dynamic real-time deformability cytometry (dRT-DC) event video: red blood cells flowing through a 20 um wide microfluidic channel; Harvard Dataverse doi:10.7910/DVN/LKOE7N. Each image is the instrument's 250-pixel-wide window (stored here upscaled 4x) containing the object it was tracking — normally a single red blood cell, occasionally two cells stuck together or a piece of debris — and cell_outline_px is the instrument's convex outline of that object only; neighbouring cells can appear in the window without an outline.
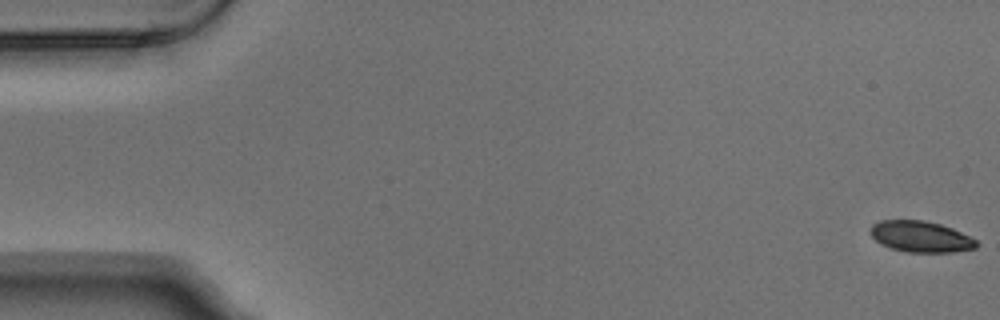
{"species": "Egyptian fruit bat (a non-hibernating species)", "species_latin": "Rousettus aegyptiacus", "temperature_condition": "warm", "stored_images_in_passage": 6, "camera_frame_rate_fps": 3000, "um_per_image_px": 0.085, "animal": {"sex": "male"}, "frame": {"image": 1, "passage_image": 1, "time_ms": 0.0, "image_size_px": [1000, 320], "cell_outline_px": [[980, 244], [976, 248], [952, 252], [908, 252], [892, 248], [880, 244], [872, 236], [872, 224], [880, 220], [924, 220], [940, 224], [952, 228], [976, 240]], "centroid_in_image_um": [78.28, 20.11], "position_along_channel_um": 6.7, "area_um2": 19.07}}